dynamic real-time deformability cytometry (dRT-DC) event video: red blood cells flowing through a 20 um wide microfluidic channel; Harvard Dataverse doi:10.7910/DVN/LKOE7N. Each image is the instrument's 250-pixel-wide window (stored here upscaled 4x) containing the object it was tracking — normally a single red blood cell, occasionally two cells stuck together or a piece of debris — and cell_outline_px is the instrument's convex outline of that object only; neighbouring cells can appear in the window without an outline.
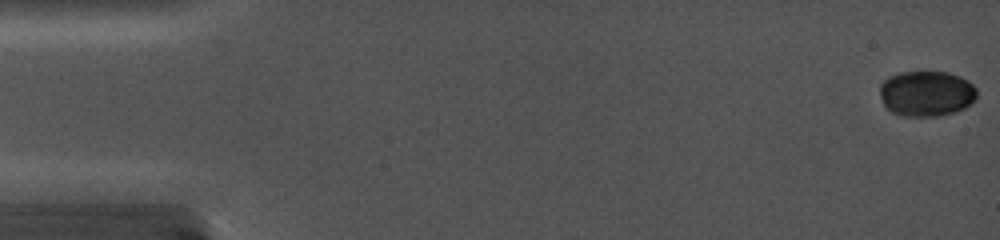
{"species": "common noctule bat (a hibernating species)", "species_latin": "Nyctalus noctula", "temperature_condition": "cold", "stored_images_in_passage": 81, "camera_frame_rate_fps": 5000, "um_per_image_px": 0.085, "animal": {"sex": "female", "body_mass_g": 19.0, "forearm_length_mm": 56.7}, "frame": {"image": 1, "passage_image": 1, "time_ms": 0.0, "image_size_px": [1000, 240], "cell_outline_px": [[976, 100], [964, 108], [956, 112], [936, 116], [900, 116], [892, 112], [884, 104], [880, 96], [880, 84], [888, 76], [900, 72], [948, 72], [960, 76], [968, 80], [976, 88]], "centroid_in_image_um": [78.75, 7.95], "position_along_channel_um": 6.2, "area_um2": 25.95}}
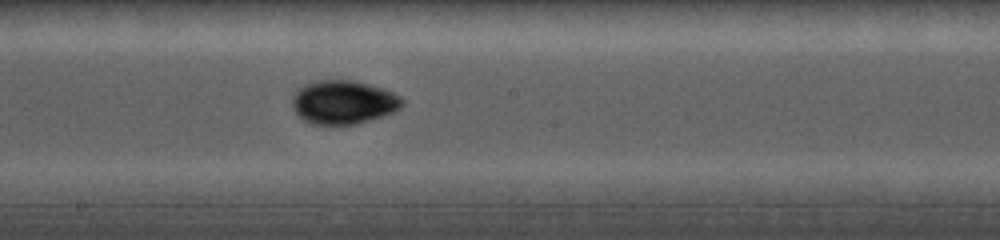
{"frame": {"image": 2, "passage_image": 48, "time_ms": 9.4, "image_size_px": [1000, 240], "cell_outline_px": [[404, 104], [400, 108], [392, 112], [356, 124], [332, 128], [308, 124], [296, 112], [292, 104], [292, 100], [296, 92], [300, 88], [308, 84], [320, 80], [352, 80], [392, 92], [400, 96], [404, 100]], "centroid_in_image_um": [29.16, 8.75], "position_along_channel_um": 219.0, "area_um2": 28.09}}
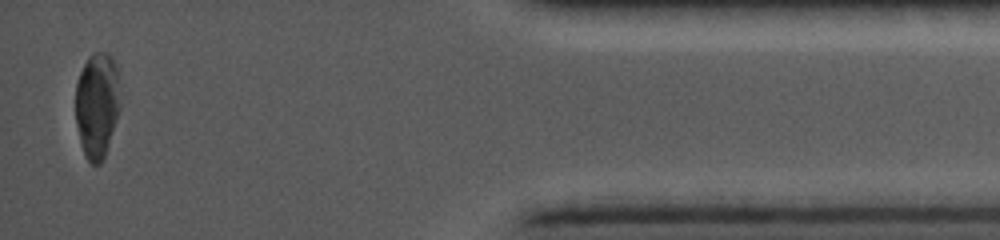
{"frame": {"image": 3, "passage_image": 81, "time_ms": 16.0, "image_size_px": [1000, 240], "cell_outline_px": [[120, 108], [104, 156], [100, 164], [92, 164], [84, 156], [76, 124], [76, 84], [80, 72], [84, 64], [96, 52], [104, 52], [112, 60], [116, 72], [120, 104]], "centroid_in_image_um": [8.22, 8.98], "position_along_channel_um": 427.0, "area_um2": 26.76}}